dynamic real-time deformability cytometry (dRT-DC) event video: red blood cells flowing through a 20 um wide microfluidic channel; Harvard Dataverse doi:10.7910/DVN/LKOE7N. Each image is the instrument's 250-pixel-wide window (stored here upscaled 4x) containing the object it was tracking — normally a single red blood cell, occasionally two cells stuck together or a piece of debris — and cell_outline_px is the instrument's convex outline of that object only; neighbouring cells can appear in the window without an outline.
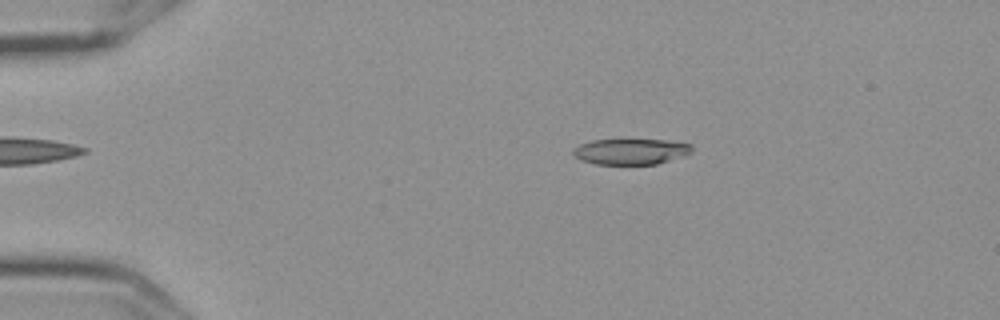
{"species": "Egyptian fruit bat (a non-hibernating species)", "species_latin": "Rousettus aegyptiacus", "temperature_condition": "cold", "stored_images_in_passage": 57, "camera_frame_rate_fps": 3000, "um_per_image_px": 0.085, "frame": {"image": 1, "passage_image": 11, "time_ms": 3.333, "image_size_px": [1000, 320], "cell_outline_px": [[692, 152], [684, 156], [656, 164], [596, 164], [580, 160], [572, 152], [572, 148], [580, 144], [592, 140], [664, 140], [692, 144]], "centroid_in_image_um": [53.61, 12.88], "position_along_channel_um": 31.4, "area_um2": 17.8}}
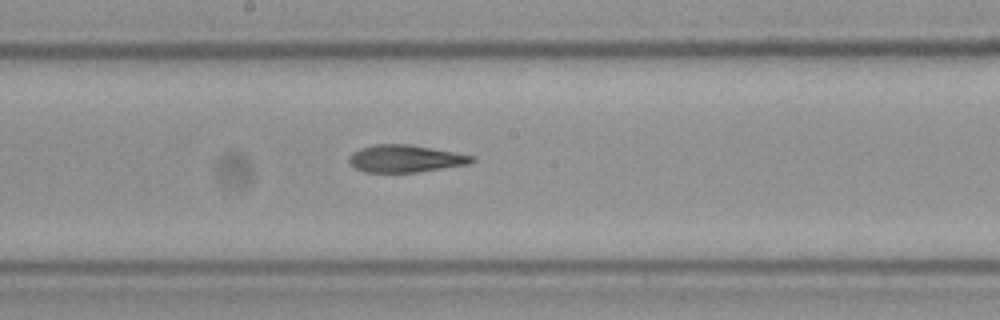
{"frame": {"image": 2, "passage_image": 31, "time_ms": 10.0, "image_size_px": [1000, 320], "cell_outline_px": [[476, 160], [468, 164], [416, 172], [364, 172], [356, 168], [348, 160], [348, 156], [352, 152], [360, 148], [376, 144], [408, 144], [432, 148], [476, 156]], "centroid_in_image_um": [34.45, 13.47], "position_along_channel_um": 213.8, "area_um2": 19.48}}
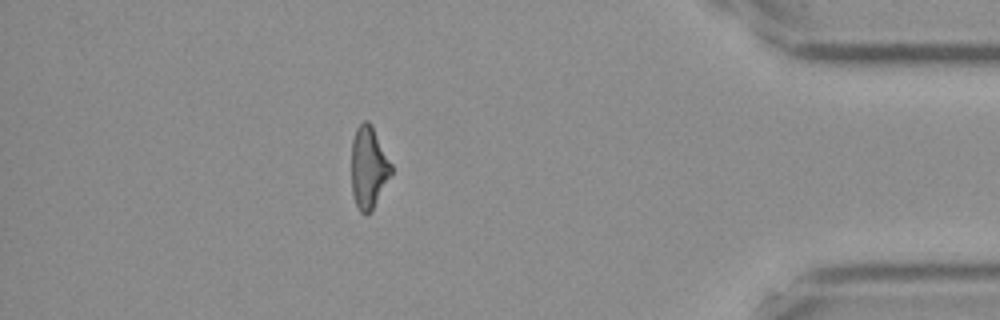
{"frame": {"image": 3, "passage_image": 50, "time_ms": 16.333, "image_size_px": [1000, 320], "cell_outline_px": [[392, 172], [372, 212], [364, 216], [360, 212], [356, 204], [352, 192], [352, 140], [356, 128], [364, 120], [368, 120], [372, 124], [392, 164]], "centroid_in_image_um": [31.33, 14.24], "position_along_channel_um": 403.9, "area_um2": 19.19}, "authors_computed_cell_mechanics": {"area_um2": 19.7098, "velocity_mm_per_s": 3.6129, "shape_relaxation_time_tau1_ms": 5.4996, "shape_relaxation_time_tau2_ms": 3.6122, "deformation_change_tau1": 0.1727, "deformation_change_tau2": 0.1346}}